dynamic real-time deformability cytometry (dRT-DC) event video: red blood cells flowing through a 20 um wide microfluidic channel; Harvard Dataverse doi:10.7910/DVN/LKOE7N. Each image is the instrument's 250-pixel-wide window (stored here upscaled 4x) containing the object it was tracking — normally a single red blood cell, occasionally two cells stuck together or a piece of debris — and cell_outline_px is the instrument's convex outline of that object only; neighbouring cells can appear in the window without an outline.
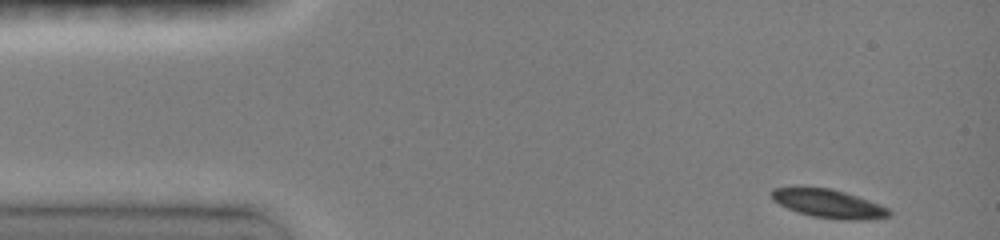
{"species": "common noctule bat (a hibernating species)", "species_latin": "Nyctalus noctula", "temperature_condition": "room temperature", "stored_images_in_passage": 11, "camera_frame_rate_fps": 3000, "um_per_image_px": 0.085, "animal": {"sex": "female", "body_mass_g": 19.0, "forearm_length_mm": 51.5}, "frame": {"image": 1, "passage_image": 1, "time_ms": 0.0, "image_size_px": [1000, 240], "cell_outline_px": [[892, 212], [888, 216], [864, 220], [848, 220], [812, 216], [796, 212], [772, 200], [768, 192], [772, 188], [796, 184], [832, 188], [880, 204], [888, 208]], "centroid_in_image_um": [70.3, 17.25], "position_along_channel_um": 14.7, "area_um2": 20.17}}
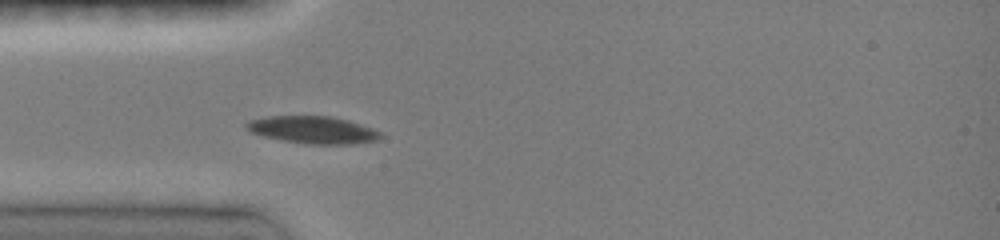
{"frame": {"image": 2, "passage_image": 7, "time_ms": 3.333, "image_size_px": [1000, 240], "cell_outline_px": [[384, 136], [380, 140], [352, 144], [308, 144], [284, 140], [264, 136], [252, 132], [244, 128], [244, 124], [248, 120], [268, 116], [332, 116], [348, 120], [372, 128], [380, 132]], "centroid_in_image_um": [26.61, 11.03], "position_along_channel_um": 58.4, "area_um2": 21.44}}
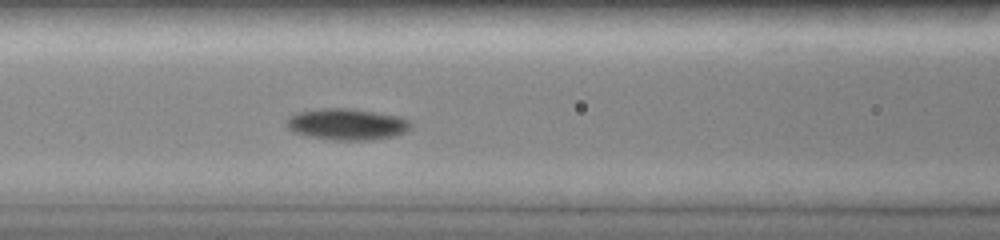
{"frame": {"image": 3, "passage_image": 11, "time_ms": 5.333, "image_size_px": [1000, 240], "cell_outline_px": [[412, 124], [404, 132], [392, 136], [372, 140], [332, 140], [308, 136], [292, 132], [288, 128], [284, 120], [288, 116], [296, 112], [316, 108], [348, 108], [404, 116], [412, 120]], "centroid_in_image_um": [29.46, 10.54], "position_along_channel_um": 137.1, "area_um2": 23.18}}